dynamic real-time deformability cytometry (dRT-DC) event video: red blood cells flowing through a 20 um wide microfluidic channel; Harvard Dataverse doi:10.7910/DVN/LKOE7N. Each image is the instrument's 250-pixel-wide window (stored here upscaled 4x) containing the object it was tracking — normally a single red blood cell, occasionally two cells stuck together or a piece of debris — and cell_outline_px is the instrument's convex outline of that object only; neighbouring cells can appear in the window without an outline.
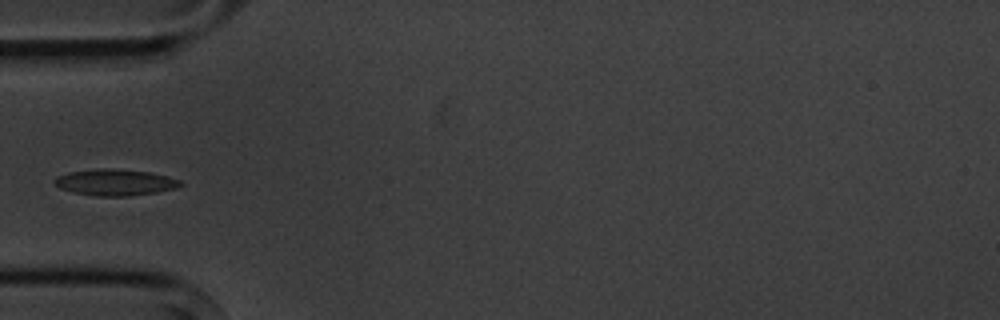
{"species": "common noctule bat (a hibernating species)", "species_latin": "Nyctalus noctula", "temperature_condition": "cold", "stored_images_in_passage": 5, "camera_frame_rate_fps": 3000, "um_per_image_px": 0.085, "animal": {"sex": "male", "body_mass_g": 20.1, "forearm_length_mm": 53.5}, "frame": {"image": 1, "passage_image": 5, "time_ms": 5.333, "image_size_px": [1000, 320], "cell_outline_px": [[184, 184], [176, 188], [156, 192], [128, 196], [96, 196], [72, 192], [60, 188], [52, 180], [56, 176], [68, 172], [100, 168], [112, 168], [148, 172], [168, 176], [180, 180]], "centroid_in_image_um": [9.77, 15.49], "position_along_channel_um": 75.2, "area_um2": 19.36}}